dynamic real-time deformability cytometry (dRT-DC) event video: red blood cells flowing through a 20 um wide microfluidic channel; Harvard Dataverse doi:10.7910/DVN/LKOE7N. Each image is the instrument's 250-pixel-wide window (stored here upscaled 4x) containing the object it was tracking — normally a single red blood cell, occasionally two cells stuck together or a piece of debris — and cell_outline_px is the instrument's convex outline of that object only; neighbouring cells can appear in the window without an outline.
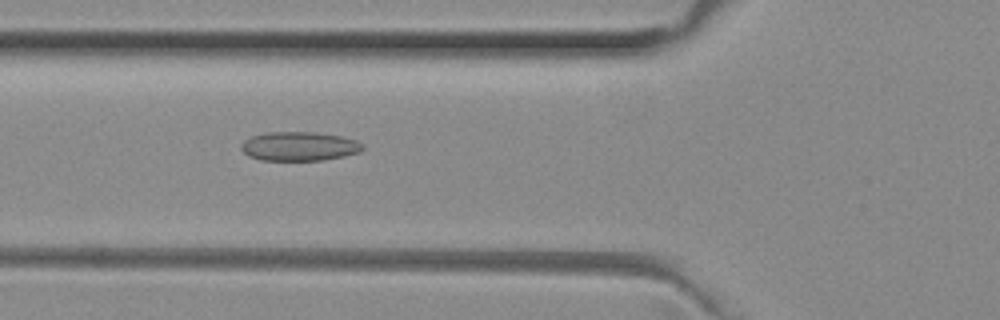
{"species": "common noctule bat (a hibernating species)", "species_latin": "Nyctalus noctula", "temperature_condition": "room temperature", "stored_images_in_passage": 48, "camera_frame_rate_fps": 3000, "um_per_image_px": 0.085, "animal": {"sex": "female", "body_mass_g": 29.2, "forearm_length_mm": 56.3}, "frame": {"image": 1, "passage_image": 19, "time_ms": 6.0, "image_size_px": [1000, 320], "cell_outline_px": [[364, 148], [360, 152], [344, 156], [320, 160], [260, 160], [248, 156], [240, 148], [240, 144], [244, 140], [252, 136], [268, 132], [316, 132], [340, 136], [356, 140], [364, 144]], "centroid_in_image_um": [25.43, 12.43], "position_along_channel_um": 100.4, "area_um2": 20.63}}
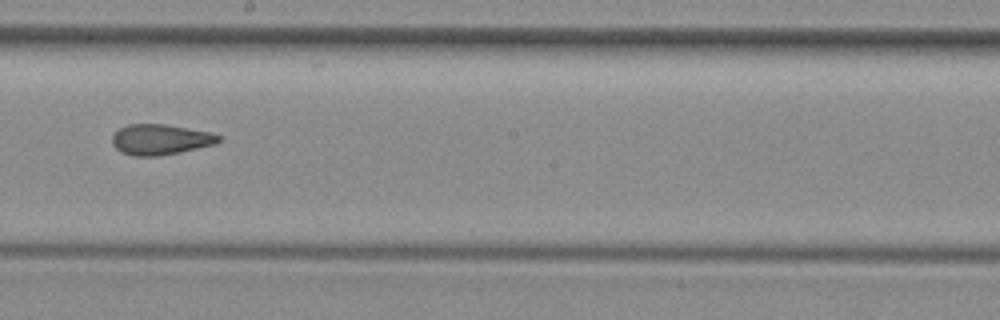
{"frame": {"image": 2, "passage_image": 29, "time_ms": 9.333, "image_size_px": [1000, 320], "cell_outline_px": [[220, 140], [216, 144], [180, 152], [156, 156], [132, 156], [120, 152], [112, 144], [112, 136], [120, 128], [128, 124], [164, 124], [212, 132], [220, 136]], "centroid_in_image_um": [13.63, 11.86], "position_along_channel_um": 234.6, "area_um2": 18.96}}
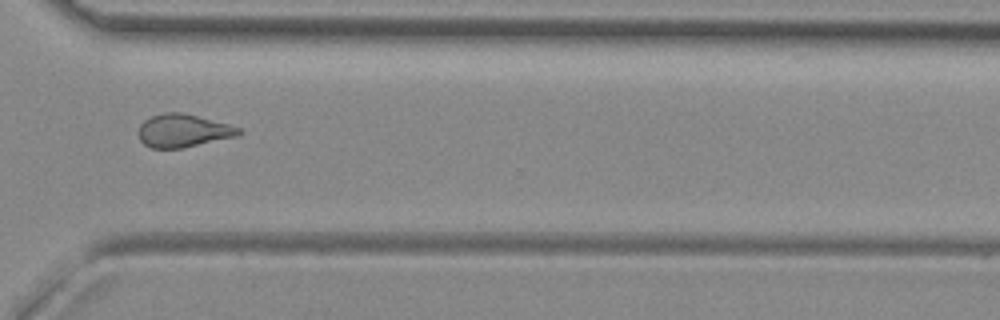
{"frame": {"image": 3, "passage_image": 38, "time_ms": 12.333, "image_size_px": [1000, 320], "cell_outline_px": [[240, 132], [236, 136], [180, 148], [152, 148], [144, 144], [140, 140], [136, 132], [140, 124], [144, 120], [152, 116], [164, 112], [180, 112], [228, 124], [240, 128]], "centroid_in_image_um": [15.48, 11.1], "position_along_channel_um": 355.1, "area_um2": 19.02}}